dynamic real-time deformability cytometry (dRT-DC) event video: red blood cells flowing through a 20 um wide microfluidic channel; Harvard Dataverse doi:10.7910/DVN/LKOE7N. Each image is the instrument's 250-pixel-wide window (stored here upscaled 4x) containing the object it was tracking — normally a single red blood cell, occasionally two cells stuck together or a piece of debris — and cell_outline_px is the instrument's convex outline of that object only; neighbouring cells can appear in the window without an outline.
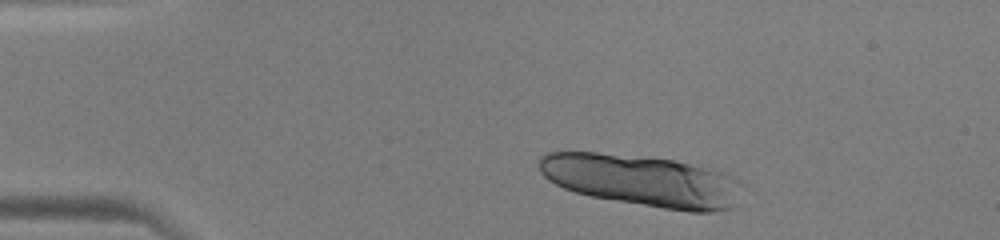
{"species": "human", "species_latin": "Homo sapiens", "temperature_condition": "warm", "stored_images_in_passage": 41, "camera_frame_rate_fps": 3000, "um_per_image_px": 0.085, "donor": {"sex": "male"}, "frame": {"image": 1, "passage_image": 3, "time_ms": 0.667, "image_size_px": [1000, 240], "cell_outline_px": [[740, 184], [732, 208], [712, 212], [688, 212], [592, 196], [576, 192], [564, 188], [548, 180], [540, 172], [540, 156], [548, 152], [596, 152], [672, 160], [724, 172], [736, 176], [740, 180]], "centroid_in_image_um": [54.58, 15.34], "position_along_channel_um": 30.4, "area_um2": 60.4}}
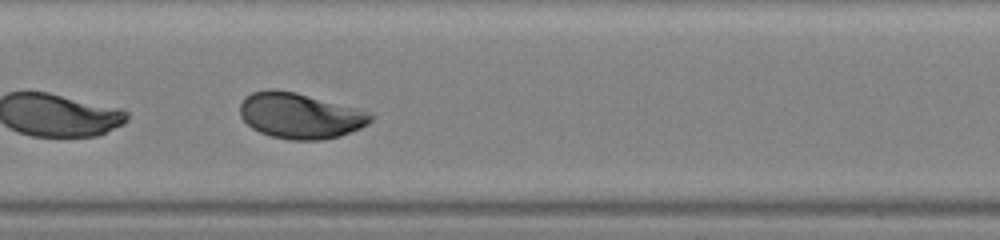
{"frame": {"image": 2, "passage_image": 19, "time_ms": 6.0, "image_size_px": [1000, 240], "cell_outline_px": [[376, 116], [368, 124], [360, 128], [340, 136], [320, 140], [292, 140], [272, 136], [260, 132], [252, 128], [240, 116], [240, 104], [244, 96], [252, 92], [268, 88], [272, 88], [296, 92], [360, 108]], "centroid_in_image_um": [25.52, 9.81], "position_along_channel_um": 181.9, "area_um2": 35.14}}
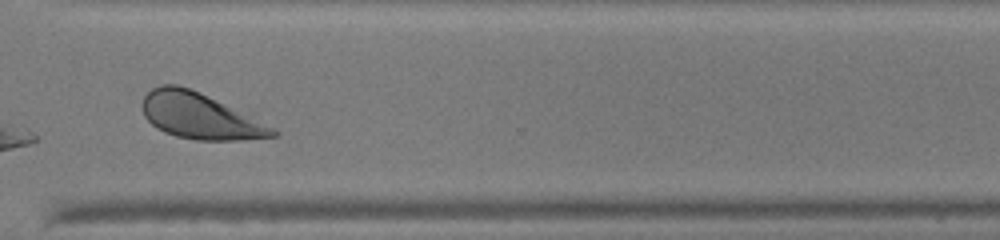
{"frame": {"image": 3, "passage_image": 31, "time_ms": 10.0, "image_size_px": [1000, 240], "cell_outline_px": [[280, 132], [276, 136], [244, 140], [196, 140], [176, 136], [164, 132], [156, 128], [144, 116], [140, 104], [144, 96], [152, 88], [160, 84], [176, 84], [188, 88], [256, 112], [276, 128]], "centroid_in_image_um": [17.15, 9.84], "position_along_channel_um": 353.4, "area_um2": 36.59}}